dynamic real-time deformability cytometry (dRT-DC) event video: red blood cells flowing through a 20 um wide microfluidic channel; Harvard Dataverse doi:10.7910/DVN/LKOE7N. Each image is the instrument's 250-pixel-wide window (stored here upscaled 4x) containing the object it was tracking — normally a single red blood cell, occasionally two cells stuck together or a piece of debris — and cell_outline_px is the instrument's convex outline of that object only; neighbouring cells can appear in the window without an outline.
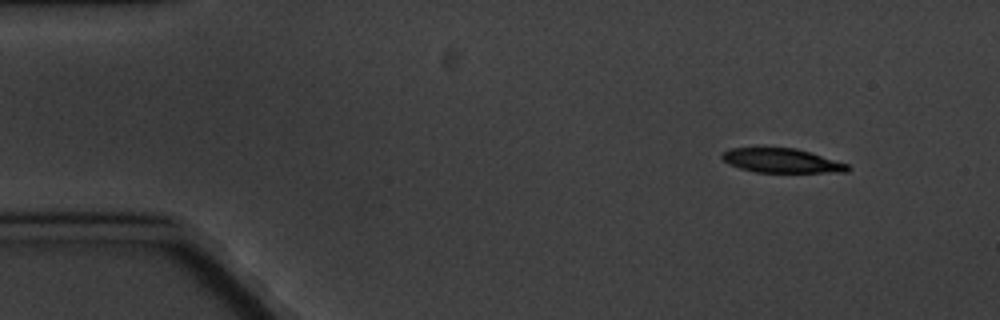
{"species": "common noctule bat (a hibernating species)", "species_latin": "Nyctalus noctula", "temperature_condition": "cold", "stored_images_in_passage": 4, "camera_frame_rate_fps": 3000, "um_per_image_px": 0.085, "animal": {"sex": "male", "body_mass_g": 20.1, "forearm_length_mm": 53.5}, "frame": {"image": 1, "passage_image": 1, "time_ms": 0.0, "image_size_px": [1000, 320], "cell_outline_px": [[852, 168], [848, 172], [756, 172], [740, 168], [728, 164], [720, 156], [720, 152], [728, 148], [796, 148], [848, 164]], "centroid_in_image_um": [66.41, 13.65], "position_along_channel_um": 18.6, "area_um2": 17.74}}
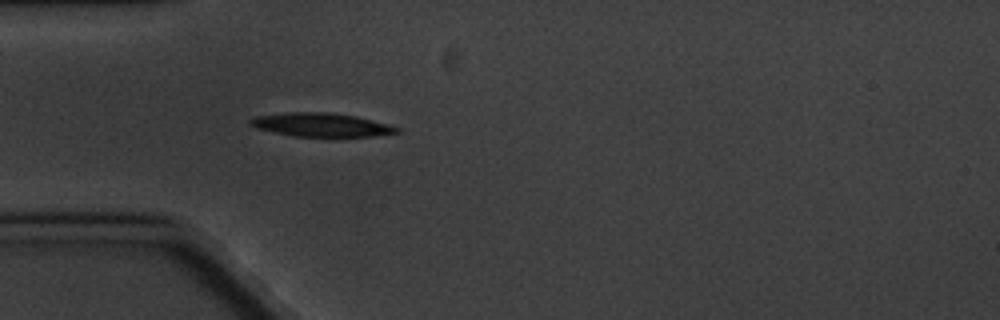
{"frame": {"image": 2, "passage_image": 4, "time_ms": 3.667, "image_size_px": [1000, 320], "cell_outline_px": [[400, 132], [372, 136], [292, 136], [272, 132], [256, 128], [248, 124], [248, 120], [252, 116], [288, 112], [328, 112], [356, 116], [388, 124], [400, 128]], "centroid_in_image_um": [27.23, 10.6], "position_along_channel_um": 57.8, "area_um2": 20.23}}